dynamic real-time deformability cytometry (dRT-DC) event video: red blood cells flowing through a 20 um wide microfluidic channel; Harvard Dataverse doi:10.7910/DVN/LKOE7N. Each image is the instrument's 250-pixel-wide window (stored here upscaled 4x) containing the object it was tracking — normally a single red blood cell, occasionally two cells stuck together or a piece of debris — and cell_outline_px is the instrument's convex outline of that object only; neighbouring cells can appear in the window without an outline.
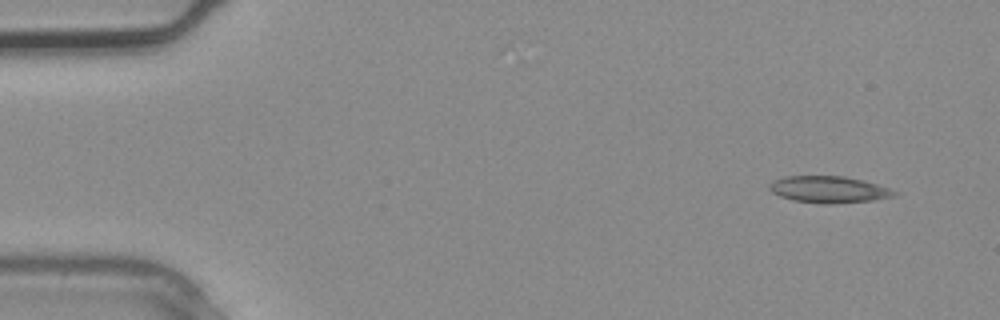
{"species": "common noctule bat (a hibernating species)", "species_latin": "Nyctalus noctula", "temperature_condition": "warm", "stored_images_in_passage": 3, "camera_frame_rate_fps": 3000, "um_per_image_px": 0.085, "animal": {"sex": "male", "body_mass_g": 20.4}, "frame": {"image": 1, "passage_image": 1, "time_ms": 0.0, "image_size_px": [1000, 320], "cell_outline_px": [[896, 196], [872, 200], [832, 204], [824, 204], [792, 200], [780, 196], [772, 192], [768, 188], [768, 184], [772, 180], [784, 176], [844, 176], [876, 184], [888, 188], [896, 192]], "centroid_in_image_um": [70.38, 16.11], "position_along_channel_um": 14.6, "area_um2": 19.36}}